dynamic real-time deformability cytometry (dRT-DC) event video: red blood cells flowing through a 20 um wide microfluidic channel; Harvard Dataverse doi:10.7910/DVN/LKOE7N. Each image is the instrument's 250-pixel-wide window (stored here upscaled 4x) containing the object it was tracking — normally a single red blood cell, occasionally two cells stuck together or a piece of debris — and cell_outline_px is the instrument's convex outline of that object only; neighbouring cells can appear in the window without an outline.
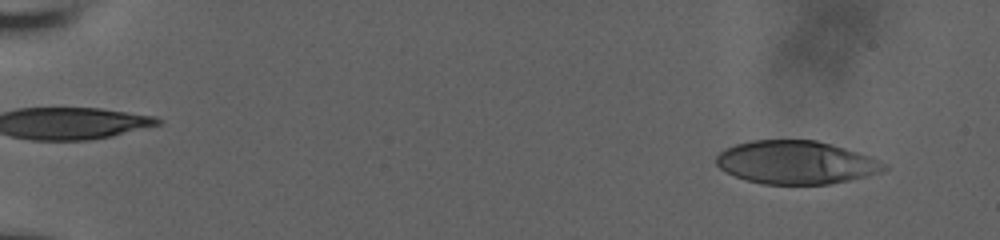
{"species": "human", "species_latin": "Homo sapiens", "temperature_condition": "room temperature", "stored_images_in_passage": 55, "camera_frame_rate_fps": 3000, "um_per_image_px": 0.085, "donor": {"sex": "male"}, "frame": {"image": 1, "passage_image": 4, "time_ms": 1.0, "image_size_px": [1000, 240], "cell_outline_px": [[888, 168], [880, 172], [848, 180], [828, 184], [764, 184], [748, 180], [736, 176], [720, 168], [716, 164], [716, 156], [724, 148], [736, 144], [752, 140], [816, 140], [832, 144], [868, 156], [884, 164]], "centroid_in_image_um": [67.61, 13.8], "position_along_channel_um": 17.4, "area_um2": 41.73}}
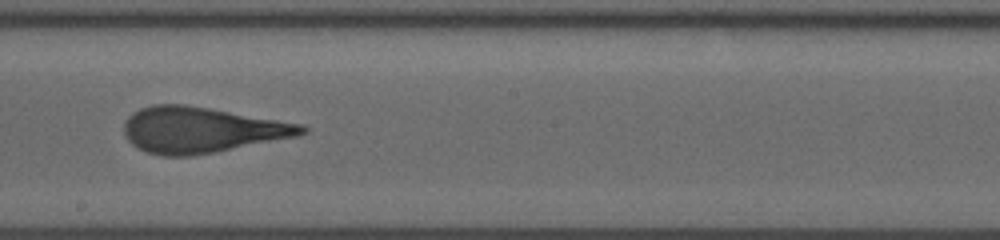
{"frame": {"image": 2, "passage_image": 33, "time_ms": 10.667, "image_size_px": [1000, 240], "cell_outline_px": [[308, 132], [296, 136], [216, 152], [192, 156], [164, 156], [148, 152], [132, 144], [124, 136], [124, 120], [132, 112], [140, 108], [152, 104], [184, 104], [304, 124], [308, 128]], "centroid_in_image_um": [17.09, 11.03], "position_along_channel_um": 231.1, "area_um2": 47.34}}
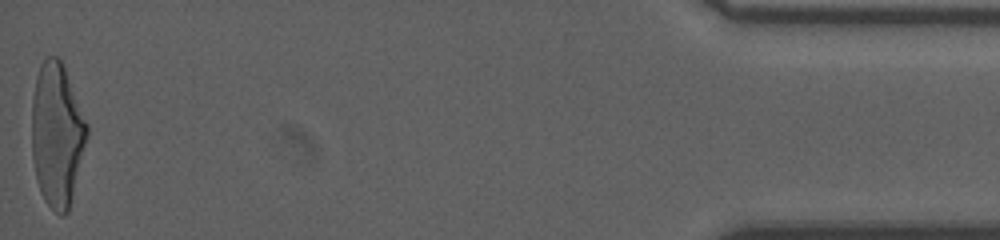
{"frame": {"image": 3, "passage_image": 55, "time_ms": 18.0, "image_size_px": [1000, 240], "cell_outline_px": [[88, 136], [68, 212], [64, 216], [60, 216], [44, 200], [40, 192], [36, 176], [32, 156], [32, 100], [36, 76], [40, 64], [44, 56], [56, 56], [60, 60], [64, 68], [88, 124]], "centroid_in_image_um": [4.83, 11.44], "position_along_channel_um": 430.4, "area_um2": 46.07}, "authors_computed_cell_mechanics": {"area_um2": 46.0088, "velocity_mm_per_s": 3.8582, "shape_relaxation_time_tau1_ms": 7.0613, "shape_relaxation_time_tau2_ms": 1.101, "deformation_change_tau1": 0.295, "deformation_change_tau2": 0.1173}}